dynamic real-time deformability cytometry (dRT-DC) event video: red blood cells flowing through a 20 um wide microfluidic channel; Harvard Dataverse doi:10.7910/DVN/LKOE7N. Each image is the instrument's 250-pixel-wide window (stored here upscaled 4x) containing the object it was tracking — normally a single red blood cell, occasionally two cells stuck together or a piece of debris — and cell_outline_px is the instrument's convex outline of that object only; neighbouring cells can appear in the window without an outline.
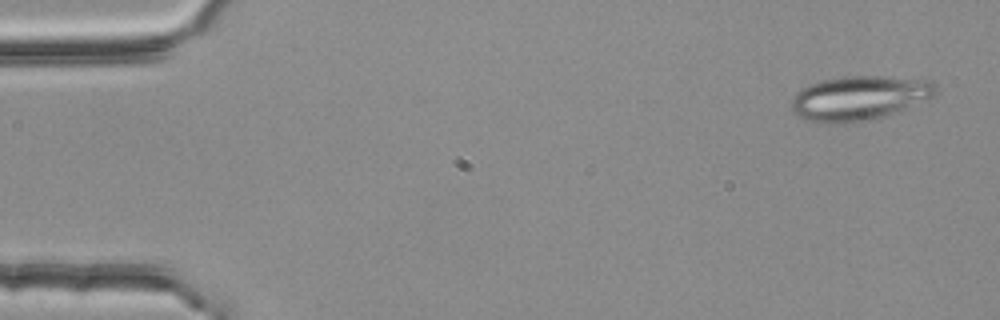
{"species": "common noctule bat (a hibernating species)", "species_latin": "Nyctalus noctula", "temperature_condition": "room temperature", "stored_images_in_passage": 4, "camera_frame_rate_fps": 3000, "um_per_image_px": 0.085, "animal": {"sex": "female", "body_mass_g": 25.1}, "frame": {"image": 1, "passage_image": 1, "time_ms": 0.0, "image_size_px": [1000, 320], "cell_outline_px": [[940, 88], [932, 96], [900, 112], [868, 120], [844, 124], [828, 124], [804, 120], [792, 112], [792, 96], [796, 92], [820, 80], [840, 76], [880, 76], [932, 80]], "centroid_in_image_um": [73.04, 8.34], "position_along_channel_um": 12.0, "area_um2": 37.86}}